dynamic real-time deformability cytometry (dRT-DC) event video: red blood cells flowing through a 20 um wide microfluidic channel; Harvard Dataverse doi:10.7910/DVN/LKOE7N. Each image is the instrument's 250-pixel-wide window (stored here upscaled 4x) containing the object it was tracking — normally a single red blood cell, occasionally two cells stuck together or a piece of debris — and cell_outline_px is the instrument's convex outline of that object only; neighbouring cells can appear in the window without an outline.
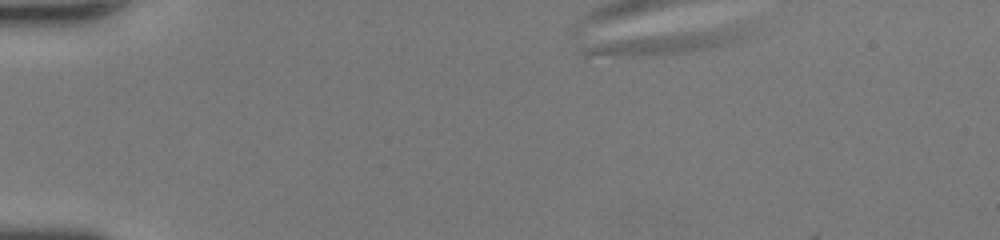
{"species": "human", "species_latin": "Homo sapiens", "temperature_condition": "room temperature", "stored_images_in_passage": 1, "camera_frame_rate_fps": 3000, "um_per_image_px": 0.085, "donor": {"sex": "female"}, "frame": {"image": 1, "passage_image": 1, "time_ms": 0.0, "image_size_px": [1000, 240], "cell_outline_px": [[756, 32], [740, 40], [728, 44], [712, 48], [688, 52], [636, 56], [584, 56], [580, 52], [580, 44], [644, 36], [720, 28], [744, 28]], "centroid_in_image_um": [56.59, 3.65], "position_along_channel_um": 28.4, "area_um2": 21.15}}